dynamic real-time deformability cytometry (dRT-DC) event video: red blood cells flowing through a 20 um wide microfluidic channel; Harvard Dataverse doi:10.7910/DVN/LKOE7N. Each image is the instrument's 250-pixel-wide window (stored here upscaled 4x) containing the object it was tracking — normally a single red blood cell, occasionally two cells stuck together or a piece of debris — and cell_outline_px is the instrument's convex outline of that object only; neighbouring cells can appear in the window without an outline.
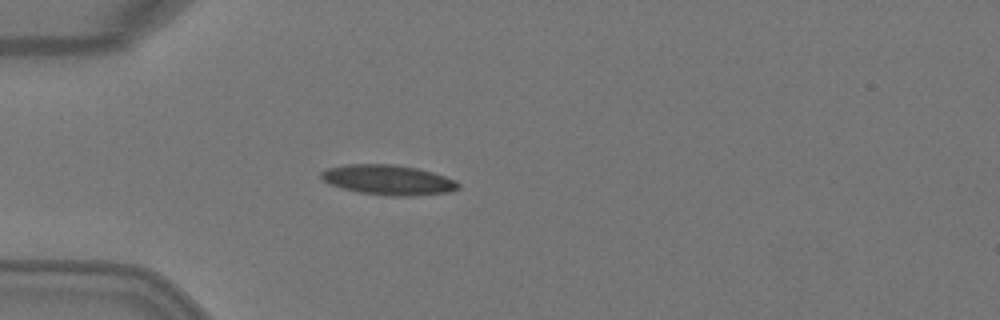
{"species": "Egyptian fruit bat (a non-hibernating species)", "species_latin": "Rousettus aegyptiacus", "temperature_condition": "warm", "stored_images_in_passage": 3, "camera_frame_rate_fps": 3000, "um_per_image_px": 0.085, "animal": {"sex": "female"}, "frame": {"image": 1, "passage_image": 3, "time_ms": 0.667, "image_size_px": [1000, 320], "cell_outline_px": [[460, 188], [448, 192], [416, 196], [388, 196], [360, 192], [328, 184], [320, 176], [320, 172], [328, 168], [348, 164], [392, 164], [416, 168], [432, 172], [456, 180], [460, 184]], "centroid_in_image_um": [33.02, 15.29], "position_along_channel_um": 52.0, "area_um2": 23.93}}